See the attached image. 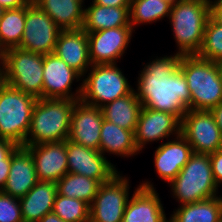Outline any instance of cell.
<instances>
[{
	"label": "cell",
	"mask_w": 222,
	"mask_h": 222,
	"mask_svg": "<svg viewBox=\"0 0 222 222\" xmlns=\"http://www.w3.org/2000/svg\"><path fill=\"white\" fill-rule=\"evenodd\" d=\"M153 57L142 62L135 81L136 96L142 107L173 114L182 121L191 101L187 80L179 68L182 55L173 52Z\"/></svg>",
	"instance_id": "obj_1"
},
{
	"label": "cell",
	"mask_w": 222,
	"mask_h": 222,
	"mask_svg": "<svg viewBox=\"0 0 222 222\" xmlns=\"http://www.w3.org/2000/svg\"><path fill=\"white\" fill-rule=\"evenodd\" d=\"M78 101L59 98L37 99L24 146L68 139L72 112Z\"/></svg>",
	"instance_id": "obj_2"
},
{
	"label": "cell",
	"mask_w": 222,
	"mask_h": 222,
	"mask_svg": "<svg viewBox=\"0 0 222 222\" xmlns=\"http://www.w3.org/2000/svg\"><path fill=\"white\" fill-rule=\"evenodd\" d=\"M179 68L189 87L190 110L211 111L222 102V69L219 62L183 55Z\"/></svg>",
	"instance_id": "obj_3"
},
{
	"label": "cell",
	"mask_w": 222,
	"mask_h": 222,
	"mask_svg": "<svg viewBox=\"0 0 222 222\" xmlns=\"http://www.w3.org/2000/svg\"><path fill=\"white\" fill-rule=\"evenodd\" d=\"M209 18V1L180 0L171 6L169 22L180 55H197Z\"/></svg>",
	"instance_id": "obj_4"
},
{
	"label": "cell",
	"mask_w": 222,
	"mask_h": 222,
	"mask_svg": "<svg viewBox=\"0 0 222 222\" xmlns=\"http://www.w3.org/2000/svg\"><path fill=\"white\" fill-rule=\"evenodd\" d=\"M179 205L200 202L220 194L214 181L209 154L193 152L179 174L168 184Z\"/></svg>",
	"instance_id": "obj_5"
},
{
	"label": "cell",
	"mask_w": 222,
	"mask_h": 222,
	"mask_svg": "<svg viewBox=\"0 0 222 222\" xmlns=\"http://www.w3.org/2000/svg\"><path fill=\"white\" fill-rule=\"evenodd\" d=\"M122 70L117 64L92 65L82 77L80 101L102 108L132 93L134 87Z\"/></svg>",
	"instance_id": "obj_6"
},
{
	"label": "cell",
	"mask_w": 222,
	"mask_h": 222,
	"mask_svg": "<svg viewBox=\"0 0 222 222\" xmlns=\"http://www.w3.org/2000/svg\"><path fill=\"white\" fill-rule=\"evenodd\" d=\"M37 99L8 85L0 95V139L24 146Z\"/></svg>",
	"instance_id": "obj_7"
},
{
	"label": "cell",
	"mask_w": 222,
	"mask_h": 222,
	"mask_svg": "<svg viewBox=\"0 0 222 222\" xmlns=\"http://www.w3.org/2000/svg\"><path fill=\"white\" fill-rule=\"evenodd\" d=\"M5 72L8 85L42 98L43 90V55L21 49L10 48L6 51Z\"/></svg>",
	"instance_id": "obj_8"
},
{
	"label": "cell",
	"mask_w": 222,
	"mask_h": 222,
	"mask_svg": "<svg viewBox=\"0 0 222 222\" xmlns=\"http://www.w3.org/2000/svg\"><path fill=\"white\" fill-rule=\"evenodd\" d=\"M130 176L117 173L100 185L90 205L89 222H122L131 187Z\"/></svg>",
	"instance_id": "obj_9"
},
{
	"label": "cell",
	"mask_w": 222,
	"mask_h": 222,
	"mask_svg": "<svg viewBox=\"0 0 222 222\" xmlns=\"http://www.w3.org/2000/svg\"><path fill=\"white\" fill-rule=\"evenodd\" d=\"M74 82H79L75 89ZM81 92L82 76L77 71L55 53L43 55L42 98L80 100Z\"/></svg>",
	"instance_id": "obj_10"
},
{
	"label": "cell",
	"mask_w": 222,
	"mask_h": 222,
	"mask_svg": "<svg viewBox=\"0 0 222 222\" xmlns=\"http://www.w3.org/2000/svg\"><path fill=\"white\" fill-rule=\"evenodd\" d=\"M61 31L56 23L31 1L26 6L25 28L20 48L42 55L54 53Z\"/></svg>",
	"instance_id": "obj_11"
},
{
	"label": "cell",
	"mask_w": 222,
	"mask_h": 222,
	"mask_svg": "<svg viewBox=\"0 0 222 222\" xmlns=\"http://www.w3.org/2000/svg\"><path fill=\"white\" fill-rule=\"evenodd\" d=\"M181 134L195 153L212 154L220 148L222 134L211 111L188 110L181 121Z\"/></svg>",
	"instance_id": "obj_12"
},
{
	"label": "cell",
	"mask_w": 222,
	"mask_h": 222,
	"mask_svg": "<svg viewBox=\"0 0 222 222\" xmlns=\"http://www.w3.org/2000/svg\"><path fill=\"white\" fill-rule=\"evenodd\" d=\"M136 32L132 26L109 28L88 34L89 57L92 65L117 64L124 58ZM119 60V61H118Z\"/></svg>",
	"instance_id": "obj_13"
},
{
	"label": "cell",
	"mask_w": 222,
	"mask_h": 222,
	"mask_svg": "<svg viewBox=\"0 0 222 222\" xmlns=\"http://www.w3.org/2000/svg\"><path fill=\"white\" fill-rule=\"evenodd\" d=\"M180 133L181 121L175 115L142 107L134 133L135 144L139 152L143 153L148 144H161Z\"/></svg>",
	"instance_id": "obj_14"
},
{
	"label": "cell",
	"mask_w": 222,
	"mask_h": 222,
	"mask_svg": "<svg viewBox=\"0 0 222 222\" xmlns=\"http://www.w3.org/2000/svg\"><path fill=\"white\" fill-rule=\"evenodd\" d=\"M68 173L96 179L101 184L111 180L120 171L100 151L66 139Z\"/></svg>",
	"instance_id": "obj_15"
},
{
	"label": "cell",
	"mask_w": 222,
	"mask_h": 222,
	"mask_svg": "<svg viewBox=\"0 0 222 222\" xmlns=\"http://www.w3.org/2000/svg\"><path fill=\"white\" fill-rule=\"evenodd\" d=\"M136 186L127 202L122 222H167L169 217L154 183L142 179Z\"/></svg>",
	"instance_id": "obj_16"
},
{
	"label": "cell",
	"mask_w": 222,
	"mask_h": 222,
	"mask_svg": "<svg viewBox=\"0 0 222 222\" xmlns=\"http://www.w3.org/2000/svg\"><path fill=\"white\" fill-rule=\"evenodd\" d=\"M157 146L153 153L154 171L160 180L169 184L188 162L192 147L181 133Z\"/></svg>",
	"instance_id": "obj_17"
},
{
	"label": "cell",
	"mask_w": 222,
	"mask_h": 222,
	"mask_svg": "<svg viewBox=\"0 0 222 222\" xmlns=\"http://www.w3.org/2000/svg\"><path fill=\"white\" fill-rule=\"evenodd\" d=\"M25 147L33 157L38 181L56 183L68 173L66 140Z\"/></svg>",
	"instance_id": "obj_18"
},
{
	"label": "cell",
	"mask_w": 222,
	"mask_h": 222,
	"mask_svg": "<svg viewBox=\"0 0 222 222\" xmlns=\"http://www.w3.org/2000/svg\"><path fill=\"white\" fill-rule=\"evenodd\" d=\"M103 119L101 108L79 100L72 112L68 140L99 151Z\"/></svg>",
	"instance_id": "obj_19"
},
{
	"label": "cell",
	"mask_w": 222,
	"mask_h": 222,
	"mask_svg": "<svg viewBox=\"0 0 222 222\" xmlns=\"http://www.w3.org/2000/svg\"><path fill=\"white\" fill-rule=\"evenodd\" d=\"M38 182L33 157L25 146L11 153L9 175L2 191L12 197H24Z\"/></svg>",
	"instance_id": "obj_20"
},
{
	"label": "cell",
	"mask_w": 222,
	"mask_h": 222,
	"mask_svg": "<svg viewBox=\"0 0 222 222\" xmlns=\"http://www.w3.org/2000/svg\"><path fill=\"white\" fill-rule=\"evenodd\" d=\"M54 53L82 77L92 66L88 34L82 28L62 30L57 38Z\"/></svg>",
	"instance_id": "obj_21"
},
{
	"label": "cell",
	"mask_w": 222,
	"mask_h": 222,
	"mask_svg": "<svg viewBox=\"0 0 222 222\" xmlns=\"http://www.w3.org/2000/svg\"><path fill=\"white\" fill-rule=\"evenodd\" d=\"M99 151L105 156L117 158H130L140 155L135 144V135L133 131L123 129L114 123L103 119L100 132ZM108 155V156H106Z\"/></svg>",
	"instance_id": "obj_22"
},
{
	"label": "cell",
	"mask_w": 222,
	"mask_h": 222,
	"mask_svg": "<svg viewBox=\"0 0 222 222\" xmlns=\"http://www.w3.org/2000/svg\"><path fill=\"white\" fill-rule=\"evenodd\" d=\"M61 30L81 29L86 0H32Z\"/></svg>",
	"instance_id": "obj_23"
},
{
	"label": "cell",
	"mask_w": 222,
	"mask_h": 222,
	"mask_svg": "<svg viewBox=\"0 0 222 222\" xmlns=\"http://www.w3.org/2000/svg\"><path fill=\"white\" fill-rule=\"evenodd\" d=\"M57 193V183L38 181L19 199L23 221L39 222L45 214L52 212Z\"/></svg>",
	"instance_id": "obj_24"
},
{
	"label": "cell",
	"mask_w": 222,
	"mask_h": 222,
	"mask_svg": "<svg viewBox=\"0 0 222 222\" xmlns=\"http://www.w3.org/2000/svg\"><path fill=\"white\" fill-rule=\"evenodd\" d=\"M85 5L84 21L82 29L86 33H92L109 28H117L130 25V7H107L95 3Z\"/></svg>",
	"instance_id": "obj_25"
},
{
	"label": "cell",
	"mask_w": 222,
	"mask_h": 222,
	"mask_svg": "<svg viewBox=\"0 0 222 222\" xmlns=\"http://www.w3.org/2000/svg\"><path fill=\"white\" fill-rule=\"evenodd\" d=\"M171 213L170 222H221L222 195L200 202L178 205Z\"/></svg>",
	"instance_id": "obj_26"
},
{
	"label": "cell",
	"mask_w": 222,
	"mask_h": 222,
	"mask_svg": "<svg viewBox=\"0 0 222 222\" xmlns=\"http://www.w3.org/2000/svg\"><path fill=\"white\" fill-rule=\"evenodd\" d=\"M142 104L135 91L101 108L103 118L135 133Z\"/></svg>",
	"instance_id": "obj_27"
},
{
	"label": "cell",
	"mask_w": 222,
	"mask_h": 222,
	"mask_svg": "<svg viewBox=\"0 0 222 222\" xmlns=\"http://www.w3.org/2000/svg\"><path fill=\"white\" fill-rule=\"evenodd\" d=\"M172 4L166 0H131L130 25L137 30L141 25H150L169 19Z\"/></svg>",
	"instance_id": "obj_28"
},
{
	"label": "cell",
	"mask_w": 222,
	"mask_h": 222,
	"mask_svg": "<svg viewBox=\"0 0 222 222\" xmlns=\"http://www.w3.org/2000/svg\"><path fill=\"white\" fill-rule=\"evenodd\" d=\"M57 183V192L60 195L76 198L92 204L101 183L81 174L67 173Z\"/></svg>",
	"instance_id": "obj_29"
},
{
	"label": "cell",
	"mask_w": 222,
	"mask_h": 222,
	"mask_svg": "<svg viewBox=\"0 0 222 222\" xmlns=\"http://www.w3.org/2000/svg\"><path fill=\"white\" fill-rule=\"evenodd\" d=\"M26 20V6L5 9L0 19V45L6 50L20 47Z\"/></svg>",
	"instance_id": "obj_30"
},
{
	"label": "cell",
	"mask_w": 222,
	"mask_h": 222,
	"mask_svg": "<svg viewBox=\"0 0 222 222\" xmlns=\"http://www.w3.org/2000/svg\"><path fill=\"white\" fill-rule=\"evenodd\" d=\"M53 212L65 222H89L90 205L83 200L56 194Z\"/></svg>",
	"instance_id": "obj_31"
},
{
	"label": "cell",
	"mask_w": 222,
	"mask_h": 222,
	"mask_svg": "<svg viewBox=\"0 0 222 222\" xmlns=\"http://www.w3.org/2000/svg\"><path fill=\"white\" fill-rule=\"evenodd\" d=\"M197 56L210 61L222 62V25L210 17L207 20L203 42Z\"/></svg>",
	"instance_id": "obj_32"
},
{
	"label": "cell",
	"mask_w": 222,
	"mask_h": 222,
	"mask_svg": "<svg viewBox=\"0 0 222 222\" xmlns=\"http://www.w3.org/2000/svg\"><path fill=\"white\" fill-rule=\"evenodd\" d=\"M0 222H24L19 199L0 191Z\"/></svg>",
	"instance_id": "obj_33"
},
{
	"label": "cell",
	"mask_w": 222,
	"mask_h": 222,
	"mask_svg": "<svg viewBox=\"0 0 222 222\" xmlns=\"http://www.w3.org/2000/svg\"><path fill=\"white\" fill-rule=\"evenodd\" d=\"M212 167V173L218 188L222 187V152L217 150L215 153L209 154Z\"/></svg>",
	"instance_id": "obj_34"
},
{
	"label": "cell",
	"mask_w": 222,
	"mask_h": 222,
	"mask_svg": "<svg viewBox=\"0 0 222 222\" xmlns=\"http://www.w3.org/2000/svg\"><path fill=\"white\" fill-rule=\"evenodd\" d=\"M209 17L222 25V0H209Z\"/></svg>",
	"instance_id": "obj_35"
},
{
	"label": "cell",
	"mask_w": 222,
	"mask_h": 222,
	"mask_svg": "<svg viewBox=\"0 0 222 222\" xmlns=\"http://www.w3.org/2000/svg\"><path fill=\"white\" fill-rule=\"evenodd\" d=\"M17 147V145L7 139H0V163L5 160Z\"/></svg>",
	"instance_id": "obj_36"
},
{
	"label": "cell",
	"mask_w": 222,
	"mask_h": 222,
	"mask_svg": "<svg viewBox=\"0 0 222 222\" xmlns=\"http://www.w3.org/2000/svg\"><path fill=\"white\" fill-rule=\"evenodd\" d=\"M10 165L11 154L5 160H2V163H0V191H2L7 181Z\"/></svg>",
	"instance_id": "obj_37"
},
{
	"label": "cell",
	"mask_w": 222,
	"mask_h": 222,
	"mask_svg": "<svg viewBox=\"0 0 222 222\" xmlns=\"http://www.w3.org/2000/svg\"><path fill=\"white\" fill-rule=\"evenodd\" d=\"M98 5L111 7H130L131 0H90Z\"/></svg>",
	"instance_id": "obj_38"
},
{
	"label": "cell",
	"mask_w": 222,
	"mask_h": 222,
	"mask_svg": "<svg viewBox=\"0 0 222 222\" xmlns=\"http://www.w3.org/2000/svg\"><path fill=\"white\" fill-rule=\"evenodd\" d=\"M32 0H0V6L5 9H16L27 6Z\"/></svg>",
	"instance_id": "obj_39"
},
{
	"label": "cell",
	"mask_w": 222,
	"mask_h": 222,
	"mask_svg": "<svg viewBox=\"0 0 222 222\" xmlns=\"http://www.w3.org/2000/svg\"><path fill=\"white\" fill-rule=\"evenodd\" d=\"M211 112L213 113L216 124L220 128L222 134V102H220L216 107H214Z\"/></svg>",
	"instance_id": "obj_40"
},
{
	"label": "cell",
	"mask_w": 222,
	"mask_h": 222,
	"mask_svg": "<svg viewBox=\"0 0 222 222\" xmlns=\"http://www.w3.org/2000/svg\"><path fill=\"white\" fill-rule=\"evenodd\" d=\"M39 222H65L58 215H56L53 211L45 214Z\"/></svg>",
	"instance_id": "obj_41"
},
{
	"label": "cell",
	"mask_w": 222,
	"mask_h": 222,
	"mask_svg": "<svg viewBox=\"0 0 222 222\" xmlns=\"http://www.w3.org/2000/svg\"><path fill=\"white\" fill-rule=\"evenodd\" d=\"M6 49L0 45V72H5Z\"/></svg>",
	"instance_id": "obj_42"
},
{
	"label": "cell",
	"mask_w": 222,
	"mask_h": 222,
	"mask_svg": "<svg viewBox=\"0 0 222 222\" xmlns=\"http://www.w3.org/2000/svg\"><path fill=\"white\" fill-rule=\"evenodd\" d=\"M8 86L6 72H0V95L2 91Z\"/></svg>",
	"instance_id": "obj_43"
},
{
	"label": "cell",
	"mask_w": 222,
	"mask_h": 222,
	"mask_svg": "<svg viewBox=\"0 0 222 222\" xmlns=\"http://www.w3.org/2000/svg\"><path fill=\"white\" fill-rule=\"evenodd\" d=\"M168 1L169 3H171L172 5L175 4L176 2H179L180 0H166Z\"/></svg>",
	"instance_id": "obj_44"
},
{
	"label": "cell",
	"mask_w": 222,
	"mask_h": 222,
	"mask_svg": "<svg viewBox=\"0 0 222 222\" xmlns=\"http://www.w3.org/2000/svg\"><path fill=\"white\" fill-rule=\"evenodd\" d=\"M3 11H4V9L0 6V19L2 17Z\"/></svg>",
	"instance_id": "obj_45"
},
{
	"label": "cell",
	"mask_w": 222,
	"mask_h": 222,
	"mask_svg": "<svg viewBox=\"0 0 222 222\" xmlns=\"http://www.w3.org/2000/svg\"><path fill=\"white\" fill-rule=\"evenodd\" d=\"M219 151L222 152V139H221V144H220Z\"/></svg>",
	"instance_id": "obj_46"
}]
</instances>
